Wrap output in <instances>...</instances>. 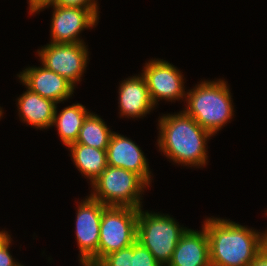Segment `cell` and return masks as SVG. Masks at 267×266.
<instances>
[{"instance_id": "14", "label": "cell", "mask_w": 267, "mask_h": 266, "mask_svg": "<svg viewBox=\"0 0 267 266\" xmlns=\"http://www.w3.org/2000/svg\"><path fill=\"white\" fill-rule=\"evenodd\" d=\"M168 266H211L209 241L205 228H188L181 236Z\"/></svg>"}, {"instance_id": "17", "label": "cell", "mask_w": 267, "mask_h": 266, "mask_svg": "<svg viewBox=\"0 0 267 266\" xmlns=\"http://www.w3.org/2000/svg\"><path fill=\"white\" fill-rule=\"evenodd\" d=\"M57 107L56 105L52 127L57 128L61 142L68 147L76 142L83 122L91 111L80 103L64 107L60 113Z\"/></svg>"}, {"instance_id": "24", "label": "cell", "mask_w": 267, "mask_h": 266, "mask_svg": "<svg viewBox=\"0 0 267 266\" xmlns=\"http://www.w3.org/2000/svg\"><path fill=\"white\" fill-rule=\"evenodd\" d=\"M249 266H267V249L264 247Z\"/></svg>"}, {"instance_id": "19", "label": "cell", "mask_w": 267, "mask_h": 266, "mask_svg": "<svg viewBox=\"0 0 267 266\" xmlns=\"http://www.w3.org/2000/svg\"><path fill=\"white\" fill-rule=\"evenodd\" d=\"M96 266H133V244L105 256Z\"/></svg>"}, {"instance_id": "8", "label": "cell", "mask_w": 267, "mask_h": 266, "mask_svg": "<svg viewBox=\"0 0 267 266\" xmlns=\"http://www.w3.org/2000/svg\"><path fill=\"white\" fill-rule=\"evenodd\" d=\"M75 237L79 249L81 266H96L98 264V247L100 237V222L103 205L90 195L77 202Z\"/></svg>"}, {"instance_id": "2", "label": "cell", "mask_w": 267, "mask_h": 266, "mask_svg": "<svg viewBox=\"0 0 267 266\" xmlns=\"http://www.w3.org/2000/svg\"><path fill=\"white\" fill-rule=\"evenodd\" d=\"M202 226L208 235L211 266H249L264 248V231L213 216Z\"/></svg>"}, {"instance_id": "5", "label": "cell", "mask_w": 267, "mask_h": 266, "mask_svg": "<svg viewBox=\"0 0 267 266\" xmlns=\"http://www.w3.org/2000/svg\"><path fill=\"white\" fill-rule=\"evenodd\" d=\"M90 185L89 195L103 205L136 209L143 207L142 194L150 187L136 173L110 165Z\"/></svg>"}, {"instance_id": "18", "label": "cell", "mask_w": 267, "mask_h": 266, "mask_svg": "<svg viewBox=\"0 0 267 266\" xmlns=\"http://www.w3.org/2000/svg\"><path fill=\"white\" fill-rule=\"evenodd\" d=\"M100 115L90 112L85 118L75 143L106 149L114 131L99 117Z\"/></svg>"}, {"instance_id": "6", "label": "cell", "mask_w": 267, "mask_h": 266, "mask_svg": "<svg viewBox=\"0 0 267 266\" xmlns=\"http://www.w3.org/2000/svg\"><path fill=\"white\" fill-rule=\"evenodd\" d=\"M138 210L106 206L100 222L98 263L110 253L131 246L136 241Z\"/></svg>"}, {"instance_id": "12", "label": "cell", "mask_w": 267, "mask_h": 266, "mask_svg": "<svg viewBox=\"0 0 267 266\" xmlns=\"http://www.w3.org/2000/svg\"><path fill=\"white\" fill-rule=\"evenodd\" d=\"M20 82L30 91L54 102L64 103L72 97L75 87L64 77L41 66L27 67L17 74Z\"/></svg>"}, {"instance_id": "15", "label": "cell", "mask_w": 267, "mask_h": 266, "mask_svg": "<svg viewBox=\"0 0 267 266\" xmlns=\"http://www.w3.org/2000/svg\"><path fill=\"white\" fill-rule=\"evenodd\" d=\"M16 101L19 120L27 123V126L39 130L52 127L56 102L30 91L28 88Z\"/></svg>"}, {"instance_id": "20", "label": "cell", "mask_w": 267, "mask_h": 266, "mask_svg": "<svg viewBox=\"0 0 267 266\" xmlns=\"http://www.w3.org/2000/svg\"><path fill=\"white\" fill-rule=\"evenodd\" d=\"M12 238L8 231H0V266H20L10 253Z\"/></svg>"}, {"instance_id": "21", "label": "cell", "mask_w": 267, "mask_h": 266, "mask_svg": "<svg viewBox=\"0 0 267 266\" xmlns=\"http://www.w3.org/2000/svg\"><path fill=\"white\" fill-rule=\"evenodd\" d=\"M133 266H161L152 253L139 242L133 243Z\"/></svg>"}, {"instance_id": "4", "label": "cell", "mask_w": 267, "mask_h": 266, "mask_svg": "<svg viewBox=\"0 0 267 266\" xmlns=\"http://www.w3.org/2000/svg\"><path fill=\"white\" fill-rule=\"evenodd\" d=\"M139 208L136 241L146 247L161 266H168L181 236L188 229L169 214Z\"/></svg>"}, {"instance_id": "3", "label": "cell", "mask_w": 267, "mask_h": 266, "mask_svg": "<svg viewBox=\"0 0 267 266\" xmlns=\"http://www.w3.org/2000/svg\"><path fill=\"white\" fill-rule=\"evenodd\" d=\"M225 79L205 80L187 90L183 111L213 136L234 116V106Z\"/></svg>"}, {"instance_id": "23", "label": "cell", "mask_w": 267, "mask_h": 266, "mask_svg": "<svg viewBox=\"0 0 267 266\" xmlns=\"http://www.w3.org/2000/svg\"><path fill=\"white\" fill-rule=\"evenodd\" d=\"M28 9L30 15L36 14V12L45 5L51 4L54 0H27Z\"/></svg>"}, {"instance_id": "10", "label": "cell", "mask_w": 267, "mask_h": 266, "mask_svg": "<svg viewBox=\"0 0 267 266\" xmlns=\"http://www.w3.org/2000/svg\"><path fill=\"white\" fill-rule=\"evenodd\" d=\"M50 6L53 8L50 25L51 43H85L80 33L85 29H93L98 24L99 18L87 8L48 4L36 13L40 14V11Z\"/></svg>"}, {"instance_id": "22", "label": "cell", "mask_w": 267, "mask_h": 266, "mask_svg": "<svg viewBox=\"0 0 267 266\" xmlns=\"http://www.w3.org/2000/svg\"><path fill=\"white\" fill-rule=\"evenodd\" d=\"M49 5L77 7L90 9L99 18V6L97 0H54Z\"/></svg>"}, {"instance_id": "9", "label": "cell", "mask_w": 267, "mask_h": 266, "mask_svg": "<svg viewBox=\"0 0 267 266\" xmlns=\"http://www.w3.org/2000/svg\"><path fill=\"white\" fill-rule=\"evenodd\" d=\"M144 77L152 103L156 107L160 100L174 102L186 99L185 82L182 72L164 59H150L144 65Z\"/></svg>"}, {"instance_id": "25", "label": "cell", "mask_w": 267, "mask_h": 266, "mask_svg": "<svg viewBox=\"0 0 267 266\" xmlns=\"http://www.w3.org/2000/svg\"><path fill=\"white\" fill-rule=\"evenodd\" d=\"M264 247L267 249V229L264 231Z\"/></svg>"}, {"instance_id": "13", "label": "cell", "mask_w": 267, "mask_h": 266, "mask_svg": "<svg viewBox=\"0 0 267 266\" xmlns=\"http://www.w3.org/2000/svg\"><path fill=\"white\" fill-rule=\"evenodd\" d=\"M119 85L118 110H120V117L140 119L155 110L146 81L141 73L122 80Z\"/></svg>"}, {"instance_id": "26", "label": "cell", "mask_w": 267, "mask_h": 266, "mask_svg": "<svg viewBox=\"0 0 267 266\" xmlns=\"http://www.w3.org/2000/svg\"><path fill=\"white\" fill-rule=\"evenodd\" d=\"M4 110H2V107L0 106V120H1V118H2V116H3V112Z\"/></svg>"}, {"instance_id": "7", "label": "cell", "mask_w": 267, "mask_h": 266, "mask_svg": "<svg viewBox=\"0 0 267 266\" xmlns=\"http://www.w3.org/2000/svg\"><path fill=\"white\" fill-rule=\"evenodd\" d=\"M85 43H51L37 50L40 63L69 81L74 87L82 81L89 63Z\"/></svg>"}, {"instance_id": "1", "label": "cell", "mask_w": 267, "mask_h": 266, "mask_svg": "<svg viewBox=\"0 0 267 266\" xmlns=\"http://www.w3.org/2000/svg\"><path fill=\"white\" fill-rule=\"evenodd\" d=\"M158 151L173 163L203 168L208 163L207 143L213 135L183 110L158 118Z\"/></svg>"}, {"instance_id": "11", "label": "cell", "mask_w": 267, "mask_h": 266, "mask_svg": "<svg viewBox=\"0 0 267 266\" xmlns=\"http://www.w3.org/2000/svg\"><path fill=\"white\" fill-rule=\"evenodd\" d=\"M106 156L107 165L134 172L151 186L153 174L148 159L135 141L114 131L106 148Z\"/></svg>"}, {"instance_id": "16", "label": "cell", "mask_w": 267, "mask_h": 266, "mask_svg": "<svg viewBox=\"0 0 267 266\" xmlns=\"http://www.w3.org/2000/svg\"><path fill=\"white\" fill-rule=\"evenodd\" d=\"M77 170L90 184L105 170L107 165L106 149H97L83 144L73 143L67 147Z\"/></svg>"}]
</instances>
